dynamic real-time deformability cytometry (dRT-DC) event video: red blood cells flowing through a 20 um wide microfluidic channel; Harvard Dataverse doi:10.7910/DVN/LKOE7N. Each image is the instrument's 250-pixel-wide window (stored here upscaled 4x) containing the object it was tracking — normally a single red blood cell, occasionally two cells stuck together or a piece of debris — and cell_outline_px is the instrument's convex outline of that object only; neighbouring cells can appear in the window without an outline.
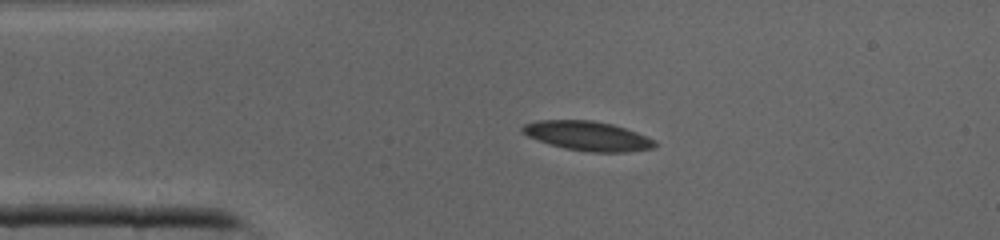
{"species": "common noctule bat (a hibernating species)", "species_latin": "Nyctalus noctula", "temperature_condition": "cold", "stored_images_in_passage": 7, "camera_frame_rate_fps": 3000, "um_per_image_px": 0.085, "animal": {"sex": "male", "body_mass_g": 19.0, "forearm_length_mm": 50.8}, "frame": {"image": 1, "passage_image": 1, "time_ms": 0.0, "image_size_px": [1000, 240], "cell_outline_px": [[656, 148], [628, 152], [592, 152], [564, 148], [528, 136], [520, 128], [524, 124], [536, 120], [592, 120], [612, 124], [636, 132], [656, 140]], "centroid_in_image_um": [49.99, 11.55], "position_along_channel_um": 35.0, "area_um2": 22.54}}
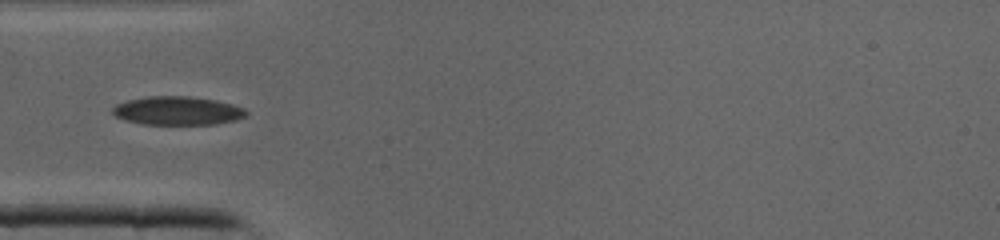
{"frame": {"image": 2, "passage_image": 5, "time_ms": 1.333, "image_size_px": [1000, 240], "cell_outline_px": [[248, 116], [236, 120], [212, 124], [144, 124], [128, 120], [116, 116], [112, 112], [112, 108], [116, 104], [128, 100], [148, 96], [188, 96], [216, 100], [232, 104], [244, 108], [248, 112]], "centroid_in_image_um": [15.13, 9.4], "position_along_channel_um": 69.9, "area_um2": 22.14}}